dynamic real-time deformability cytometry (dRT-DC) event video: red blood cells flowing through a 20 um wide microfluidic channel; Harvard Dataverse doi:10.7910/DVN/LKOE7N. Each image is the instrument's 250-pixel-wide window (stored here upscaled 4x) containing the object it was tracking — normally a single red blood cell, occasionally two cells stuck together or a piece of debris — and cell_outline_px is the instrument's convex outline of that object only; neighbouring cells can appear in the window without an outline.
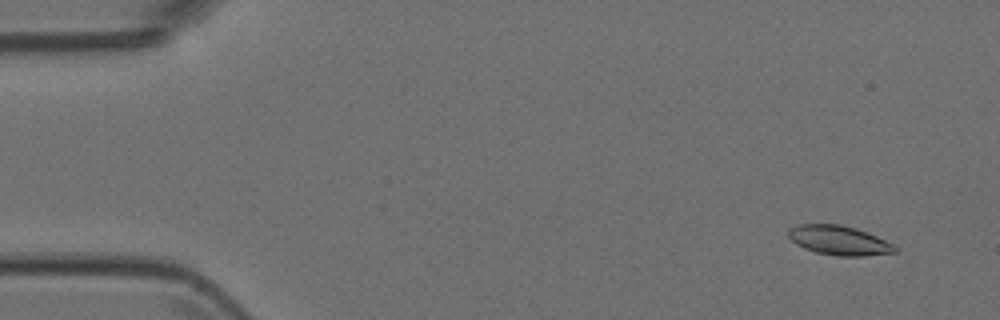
{"species": "Egyptian fruit bat (a non-hibernating species)", "species_latin": "Rousettus aegyptiacus", "temperature_condition": "room temperature", "stored_images_in_passage": 2, "camera_frame_rate_fps": 3000, "um_per_image_px": 0.085, "animal": {"sex": "female"}, "frame": {"image": 1, "passage_image": 2, "time_ms": 0.333, "image_size_px": [1000, 320], "cell_outline_px": [[900, 248], [896, 252], [864, 256], [836, 256], [816, 252], [804, 248], [796, 244], [788, 236], [788, 228], [796, 224], [840, 224], [856, 228], [868, 232]], "centroid_in_image_um": [71.31, 20.42], "position_along_channel_um": 13.7, "area_um2": 18.38}}